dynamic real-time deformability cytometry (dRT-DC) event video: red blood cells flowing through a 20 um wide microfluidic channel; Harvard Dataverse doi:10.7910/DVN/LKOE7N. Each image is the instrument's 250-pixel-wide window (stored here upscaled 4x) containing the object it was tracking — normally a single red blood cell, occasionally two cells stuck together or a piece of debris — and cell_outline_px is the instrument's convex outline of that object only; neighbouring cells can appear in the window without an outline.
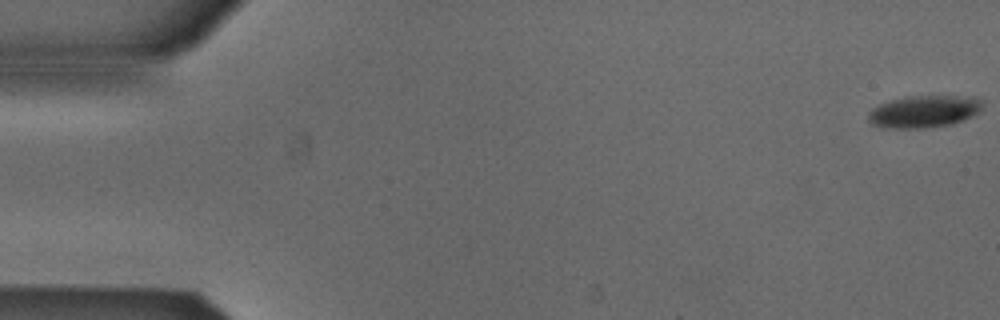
{"species": "Egyptian fruit bat (a non-hibernating species)", "species_latin": "Rousettus aegyptiacus", "temperature_condition": "cold", "stored_images_in_passage": 54, "camera_frame_rate_fps": 3000, "um_per_image_px": 0.085, "animal": {"sex": "male"}, "frame": {"image": 1, "passage_image": 1, "time_ms": 0.0, "image_size_px": [1000, 320], "cell_outline_px": [[972, 112], [956, 120], [932, 124], [888, 124], [876, 120], [872, 116], [880, 108], [892, 104], [920, 100], [940, 100], [972, 104]], "centroid_in_image_um": [78.42, 9.54], "position_along_channel_um": 6.6, "area_um2": 13.64}}
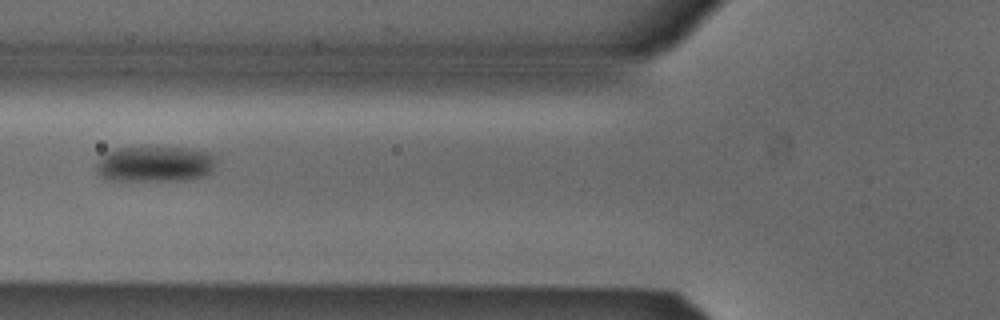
{"frame": {"image": 2, "passage_image": 21, "time_ms": 6.667, "image_size_px": [1000, 320], "cell_outline_px": [[204, 168], [200, 172], [168, 176], [132, 176], [112, 172], [108, 168], [108, 160], [112, 156], [180, 156], [200, 160]], "centroid_in_image_um": [13.1, 14.08], "position_along_channel_um": 112.7, "area_um2": 12.2}}
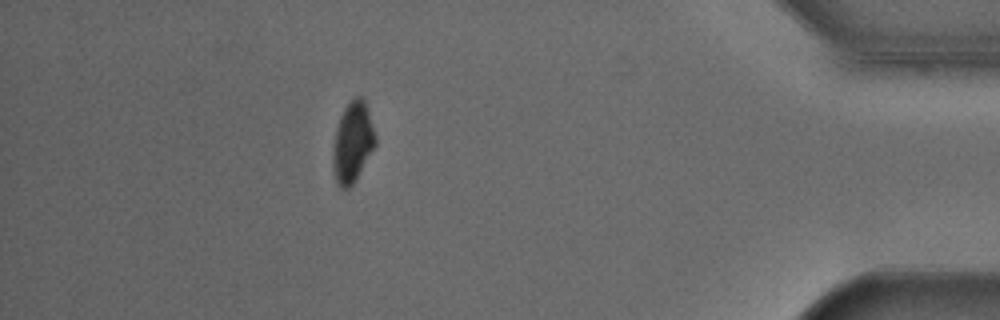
{"frame": {"image": 3, "passage_image": 48, "time_ms": 15.667, "image_size_px": [1000, 320], "cell_outline_px": [[372, 148], [356, 176], [348, 184], [340, 184], [336, 172], [336, 140], [340, 120], [348, 104], [352, 100], [360, 100], [364, 104], [372, 132]], "centroid_in_image_um": [29.98, 12.04], "position_along_channel_um": 405.2, "area_um2": 16.18}, "authors_computed_cell_mechanics": {"area_um2": 13.1206, "velocity_mm_per_s": 3.82, "shape_relaxation_time_tau1_ms": 4.1769, "shape_relaxation_time_tau2_ms": null, "deformation_change_tau1": 0.1056, "deformation_change_tau2": null}}